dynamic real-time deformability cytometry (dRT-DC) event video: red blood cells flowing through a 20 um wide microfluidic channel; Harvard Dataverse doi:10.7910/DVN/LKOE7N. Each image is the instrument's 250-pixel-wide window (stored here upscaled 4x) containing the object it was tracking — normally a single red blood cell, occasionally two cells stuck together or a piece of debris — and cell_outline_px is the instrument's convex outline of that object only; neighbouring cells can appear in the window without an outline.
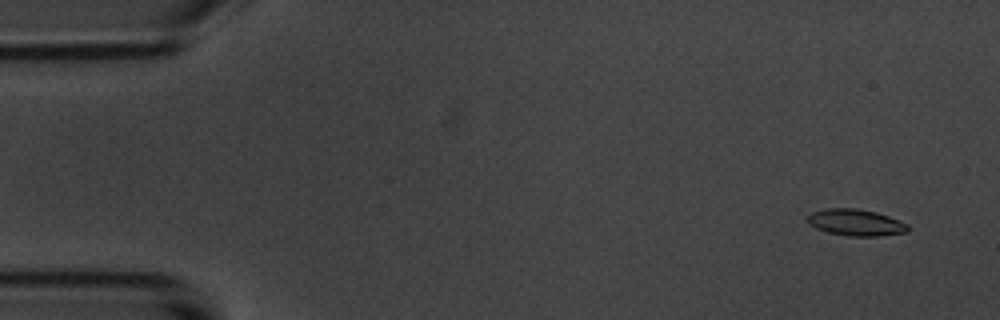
{"species": "common noctule bat (a hibernating species)", "species_latin": "Nyctalus noctula", "temperature_condition": "room temperature", "stored_images_in_passage": 5, "camera_frame_rate_fps": 3000, "um_per_image_px": 0.085, "animal": {"sex": "male", "body_mass_g": 20.1, "forearm_length_mm": 53.5}, "frame": {"image": 1, "passage_image": 2, "time_ms": 1.0, "image_size_px": [1000, 320], "cell_outline_px": [[908, 232], [880, 236], [848, 236], [828, 232], [816, 228], [808, 224], [808, 216], [812, 212], [824, 208], [856, 208], [876, 212], [888, 216], [908, 224]], "centroid_in_image_um": [72.74, 18.91], "position_along_channel_um": 12.3, "area_um2": 15.55}}